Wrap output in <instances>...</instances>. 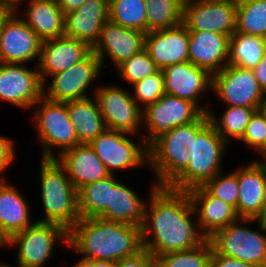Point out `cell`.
<instances>
[{
	"mask_svg": "<svg viewBox=\"0 0 266 267\" xmlns=\"http://www.w3.org/2000/svg\"><path fill=\"white\" fill-rule=\"evenodd\" d=\"M150 190L149 209L146 207L141 227L144 249L159 257L198 247L207 240L191 218L196 213L187 191H176L155 182Z\"/></svg>",
	"mask_w": 266,
	"mask_h": 267,
	"instance_id": "1",
	"label": "cell"
},
{
	"mask_svg": "<svg viewBox=\"0 0 266 267\" xmlns=\"http://www.w3.org/2000/svg\"><path fill=\"white\" fill-rule=\"evenodd\" d=\"M88 260L117 262L143 249L141 227L101 217H80L68 231V246Z\"/></svg>",
	"mask_w": 266,
	"mask_h": 267,
	"instance_id": "2",
	"label": "cell"
},
{
	"mask_svg": "<svg viewBox=\"0 0 266 267\" xmlns=\"http://www.w3.org/2000/svg\"><path fill=\"white\" fill-rule=\"evenodd\" d=\"M209 122L208 113H202L194 122L171 129L148 149L156 184L168 186L188 166L190 151L186 146Z\"/></svg>",
	"mask_w": 266,
	"mask_h": 267,
	"instance_id": "3",
	"label": "cell"
},
{
	"mask_svg": "<svg viewBox=\"0 0 266 267\" xmlns=\"http://www.w3.org/2000/svg\"><path fill=\"white\" fill-rule=\"evenodd\" d=\"M40 166V193L45 218L36 221L60 225L68 232L80 218L78 190L56 159H42Z\"/></svg>",
	"mask_w": 266,
	"mask_h": 267,
	"instance_id": "4",
	"label": "cell"
},
{
	"mask_svg": "<svg viewBox=\"0 0 266 267\" xmlns=\"http://www.w3.org/2000/svg\"><path fill=\"white\" fill-rule=\"evenodd\" d=\"M228 143L209 122L186 148L190 151L188 166L167 186L176 191H188L203 186L222 170V156Z\"/></svg>",
	"mask_w": 266,
	"mask_h": 267,
	"instance_id": "5",
	"label": "cell"
},
{
	"mask_svg": "<svg viewBox=\"0 0 266 267\" xmlns=\"http://www.w3.org/2000/svg\"><path fill=\"white\" fill-rule=\"evenodd\" d=\"M35 105L37 108L32 120L36 123L37 136L43 145L41 159H55V154L58 156V153L52 151V147L60 148L61 154L80 144L68 114L67 102H54L42 96Z\"/></svg>",
	"mask_w": 266,
	"mask_h": 267,
	"instance_id": "6",
	"label": "cell"
},
{
	"mask_svg": "<svg viewBox=\"0 0 266 267\" xmlns=\"http://www.w3.org/2000/svg\"><path fill=\"white\" fill-rule=\"evenodd\" d=\"M253 222L252 218H239L227 227L218 230L209 240L213 248L227 257L266 267V234L252 230L241 223Z\"/></svg>",
	"mask_w": 266,
	"mask_h": 267,
	"instance_id": "7",
	"label": "cell"
},
{
	"mask_svg": "<svg viewBox=\"0 0 266 267\" xmlns=\"http://www.w3.org/2000/svg\"><path fill=\"white\" fill-rule=\"evenodd\" d=\"M203 112L191 101L164 94L158 101L142 109L143 125L147 126L144 143L149 149L171 129L194 122ZM145 122V123H144Z\"/></svg>",
	"mask_w": 266,
	"mask_h": 267,
	"instance_id": "8",
	"label": "cell"
},
{
	"mask_svg": "<svg viewBox=\"0 0 266 267\" xmlns=\"http://www.w3.org/2000/svg\"><path fill=\"white\" fill-rule=\"evenodd\" d=\"M58 239L68 246V232L63 227L36 221L32 226L11 236L8 246H18L17 266L44 267Z\"/></svg>",
	"mask_w": 266,
	"mask_h": 267,
	"instance_id": "9",
	"label": "cell"
},
{
	"mask_svg": "<svg viewBox=\"0 0 266 267\" xmlns=\"http://www.w3.org/2000/svg\"><path fill=\"white\" fill-rule=\"evenodd\" d=\"M212 91L221 102L232 107L262 109L266 95L260 89L252 69L226 65L212 75Z\"/></svg>",
	"mask_w": 266,
	"mask_h": 267,
	"instance_id": "10",
	"label": "cell"
},
{
	"mask_svg": "<svg viewBox=\"0 0 266 267\" xmlns=\"http://www.w3.org/2000/svg\"><path fill=\"white\" fill-rule=\"evenodd\" d=\"M237 0H184L182 24L188 31L231 37L236 32Z\"/></svg>",
	"mask_w": 266,
	"mask_h": 267,
	"instance_id": "11",
	"label": "cell"
},
{
	"mask_svg": "<svg viewBox=\"0 0 266 267\" xmlns=\"http://www.w3.org/2000/svg\"><path fill=\"white\" fill-rule=\"evenodd\" d=\"M129 133L106 129L93 139L89 145L104 163L108 172L149 164V151L142 139L135 144L128 138ZM127 136V137H126Z\"/></svg>",
	"mask_w": 266,
	"mask_h": 267,
	"instance_id": "12",
	"label": "cell"
},
{
	"mask_svg": "<svg viewBox=\"0 0 266 267\" xmlns=\"http://www.w3.org/2000/svg\"><path fill=\"white\" fill-rule=\"evenodd\" d=\"M94 95L107 129L129 134L140 130L138 127L143 124L142 108L129 91L120 86H98Z\"/></svg>",
	"mask_w": 266,
	"mask_h": 267,
	"instance_id": "13",
	"label": "cell"
},
{
	"mask_svg": "<svg viewBox=\"0 0 266 267\" xmlns=\"http://www.w3.org/2000/svg\"><path fill=\"white\" fill-rule=\"evenodd\" d=\"M101 67L100 60L91 52L69 69L50 76L53 78L52 82L47 89L43 86V96L48 100L63 103L89 98L86 89L89 85L92 86Z\"/></svg>",
	"mask_w": 266,
	"mask_h": 267,
	"instance_id": "14",
	"label": "cell"
},
{
	"mask_svg": "<svg viewBox=\"0 0 266 267\" xmlns=\"http://www.w3.org/2000/svg\"><path fill=\"white\" fill-rule=\"evenodd\" d=\"M37 70L23 64L0 62V101L16 108H33L43 96V83Z\"/></svg>",
	"mask_w": 266,
	"mask_h": 267,
	"instance_id": "15",
	"label": "cell"
},
{
	"mask_svg": "<svg viewBox=\"0 0 266 267\" xmlns=\"http://www.w3.org/2000/svg\"><path fill=\"white\" fill-rule=\"evenodd\" d=\"M12 11L0 28V62L25 64L40 57L42 41Z\"/></svg>",
	"mask_w": 266,
	"mask_h": 267,
	"instance_id": "16",
	"label": "cell"
},
{
	"mask_svg": "<svg viewBox=\"0 0 266 267\" xmlns=\"http://www.w3.org/2000/svg\"><path fill=\"white\" fill-rule=\"evenodd\" d=\"M145 36L146 33L125 28L108 19L102 25L92 52L98 57L102 66L105 57L108 56L114 67H117L145 48Z\"/></svg>",
	"mask_w": 266,
	"mask_h": 267,
	"instance_id": "17",
	"label": "cell"
},
{
	"mask_svg": "<svg viewBox=\"0 0 266 267\" xmlns=\"http://www.w3.org/2000/svg\"><path fill=\"white\" fill-rule=\"evenodd\" d=\"M164 92L194 103L203 113H208L209 106L199 105L201 93L212 89V75L191 62H181L165 67Z\"/></svg>",
	"mask_w": 266,
	"mask_h": 267,
	"instance_id": "18",
	"label": "cell"
},
{
	"mask_svg": "<svg viewBox=\"0 0 266 267\" xmlns=\"http://www.w3.org/2000/svg\"><path fill=\"white\" fill-rule=\"evenodd\" d=\"M91 52L87 43L66 35L43 41L39 61L35 63L43 86H46V77L69 69Z\"/></svg>",
	"mask_w": 266,
	"mask_h": 267,
	"instance_id": "19",
	"label": "cell"
},
{
	"mask_svg": "<svg viewBox=\"0 0 266 267\" xmlns=\"http://www.w3.org/2000/svg\"><path fill=\"white\" fill-rule=\"evenodd\" d=\"M144 49L159 70L176 63L188 62V30L180 24L169 29L147 32Z\"/></svg>",
	"mask_w": 266,
	"mask_h": 267,
	"instance_id": "20",
	"label": "cell"
},
{
	"mask_svg": "<svg viewBox=\"0 0 266 267\" xmlns=\"http://www.w3.org/2000/svg\"><path fill=\"white\" fill-rule=\"evenodd\" d=\"M55 159L65 169L77 190L111 175L88 143H80L69 148Z\"/></svg>",
	"mask_w": 266,
	"mask_h": 267,
	"instance_id": "21",
	"label": "cell"
},
{
	"mask_svg": "<svg viewBox=\"0 0 266 267\" xmlns=\"http://www.w3.org/2000/svg\"><path fill=\"white\" fill-rule=\"evenodd\" d=\"M187 192L196 216L198 215V227L207 239L240 218L233 206L212 196L203 186L194 187Z\"/></svg>",
	"mask_w": 266,
	"mask_h": 267,
	"instance_id": "22",
	"label": "cell"
},
{
	"mask_svg": "<svg viewBox=\"0 0 266 267\" xmlns=\"http://www.w3.org/2000/svg\"><path fill=\"white\" fill-rule=\"evenodd\" d=\"M189 62L211 75L228 65L230 37L209 31H188Z\"/></svg>",
	"mask_w": 266,
	"mask_h": 267,
	"instance_id": "23",
	"label": "cell"
},
{
	"mask_svg": "<svg viewBox=\"0 0 266 267\" xmlns=\"http://www.w3.org/2000/svg\"><path fill=\"white\" fill-rule=\"evenodd\" d=\"M109 0H87L77 10L65 14V35L87 43L97 42L102 25L109 19Z\"/></svg>",
	"mask_w": 266,
	"mask_h": 267,
	"instance_id": "24",
	"label": "cell"
},
{
	"mask_svg": "<svg viewBox=\"0 0 266 267\" xmlns=\"http://www.w3.org/2000/svg\"><path fill=\"white\" fill-rule=\"evenodd\" d=\"M237 176V215L253 218L266 203V162L254 160L237 170Z\"/></svg>",
	"mask_w": 266,
	"mask_h": 267,
	"instance_id": "25",
	"label": "cell"
},
{
	"mask_svg": "<svg viewBox=\"0 0 266 267\" xmlns=\"http://www.w3.org/2000/svg\"><path fill=\"white\" fill-rule=\"evenodd\" d=\"M147 205L131 188L118 182L113 174L111 175L110 206L100 217L142 227Z\"/></svg>",
	"mask_w": 266,
	"mask_h": 267,
	"instance_id": "26",
	"label": "cell"
},
{
	"mask_svg": "<svg viewBox=\"0 0 266 267\" xmlns=\"http://www.w3.org/2000/svg\"><path fill=\"white\" fill-rule=\"evenodd\" d=\"M21 18L43 42L65 35V14L57 0H31Z\"/></svg>",
	"mask_w": 266,
	"mask_h": 267,
	"instance_id": "27",
	"label": "cell"
},
{
	"mask_svg": "<svg viewBox=\"0 0 266 267\" xmlns=\"http://www.w3.org/2000/svg\"><path fill=\"white\" fill-rule=\"evenodd\" d=\"M29 204L18 189L0 179V229L9 239L32 226Z\"/></svg>",
	"mask_w": 266,
	"mask_h": 267,
	"instance_id": "28",
	"label": "cell"
},
{
	"mask_svg": "<svg viewBox=\"0 0 266 267\" xmlns=\"http://www.w3.org/2000/svg\"><path fill=\"white\" fill-rule=\"evenodd\" d=\"M67 110L79 143H90L107 128L94 97L67 102Z\"/></svg>",
	"mask_w": 266,
	"mask_h": 267,
	"instance_id": "29",
	"label": "cell"
},
{
	"mask_svg": "<svg viewBox=\"0 0 266 267\" xmlns=\"http://www.w3.org/2000/svg\"><path fill=\"white\" fill-rule=\"evenodd\" d=\"M265 55L263 37L235 32L229 39L230 65L253 69Z\"/></svg>",
	"mask_w": 266,
	"mask_h": 267,
	"instance_id": "30",
	"label": "cell"
},
{
	"mask_svg": "<svg viewBox=\"0 0 266 267\" xmlns=\"http://www.w3.org/2000/svg\"><path fill=\"white\" fill-rule=\"evenodd\" d=\"M111 175L84 185L78 190L79 216L100 217L110 206Z\"/></svg>",
	"mask_w": 266,
	"mask_h": 267,
	"instance_id": "31",
	"label": "cell"
},
{
	"mask_svg": "<svg viewBox=\"0 0 266 267\" xmlns=\"http://www.w3.org/2000/svg\"><path fill=\"white\" fill-rule=\"evenodd\" d=\"M147 12V32L182 24L184 0H144Z\"/></svg>",
	"mask_w": 266,
	"mask_h": 267,
	"instance_id": "32",
	"label": "cell"
},
{
	"mask_svg": "<svg viewBox=\"0 0 266 267\" xmlns=\"http://www.w3.org/2000/svg\"><path fill=\"white\" fill-rule=\"evenodd\" d=\"M144 0H109V20L125 28L147 33V12Z\"/></svg>",
	"mask_w": 266,
	"mask_h": 267,
	"instance_id": "33",
	"label": "cell"
},
{
	"mask_svg": "<svg viewBox=\"0 0 266 267\" xmlns=\"http://www.w3.org/2000/svg\"><path fill=\"white\" fill-rule=\"evenodd\" d=\"M236 32L266 36V0H237Z\"/></svg>",
	"mask_w": 266,
	"mask_h": 267,
	"instance_id": "34",
	"label": "cell"
},
{
	"mask_svg": "<svg viewBox=\"0 0 266 267\" xmlns=\"http://www.w3.org/2000/svg\"><path fill=\"white\" fill-rule=\"evenodd\" d=\"M254 111V108L228 106L221 118H216L211 109L208 111V115L217 133L228 143L231 138L236 141L242 138ZM229 136L231 138H228Z\"/></svg>",
	"mask_w": 266,
	"mask_h": 267,
	"instance_id": "35",
	"label": "cell"
},
{
	"mask_svg": "<svg viewBox=\"0 0 266 267\" xmlns=\"http://www.w3.org/2000/svg\"><path fill=\"white\" fill-rule=\"evenodd\" d=\"M212 250V243L207 239L198 247L165 253L157 258L160 267H210Z\"/></svg>",
	"mask_w": 266,
	"mask_h": 267,
	"instance_id": "36",
	"label": "cell"
},
{
	"mask_svg": "<svg viewBox=\"0 0 266 267\" xmlns=\"http://www.w3.org/2000/svg\"><path fill=\"white\" fill-rule=\"evenodd\" d=\"M116 70L120 72V76L127 81V83L133 85L134 83L153 75L159 69L151 60L147 51L143 49L141 52L117 66Z\"/></svg>",
	"mask_w": 266,
	"mask_h": 267,
	"instance_id": "37",
	"label": "cell"
},
{
	"mask_svg": "<svg viewBox=\"0 0 266 267\" xmlns=\"http://www.w3.org/2000/svg\"><path fill=\"white\" fill-rule=\"evenodd\" d=\"M203 187L214 197L223 200L233 206L237 213V201L239 197V184L237 169L229 174L222 175V171L208 180Z\"/></svg>",
	"mask_w": 266,
	"mask_h": 267,
	"instance_id": "38",
	"label": "cell"
},
{
	"mask_svg": "<svg viewBox=\"0 0 266 267\" xmlns=\"http://www.w3.org/2000/svg\"><path fill=\"white\" fill-rule=\"evenodd\" d=\"M133 85L135 87V94L131 93L132 98L142 109L150 104L155 103L165 94L164 76L162 70H158L153 75L148 76L143 80L134 83ZM138 101H141L142 103H138ZM141 104H143V107Z\"/></svg>",
	"mask_w": 266,
	"mask_h": 267,
	"instance_id": "39",
	"label": "cell"
},
{
	"mask_svg": "<svg viewBox=\"0 0 266 267\" xmlns=\"http://www.w3.org/2000/svg\"><path fill=\"white\" fill-rule=\"evenodd\" d=\"M240 141L262 154L263 161L266 162V112L263 108L255 110L251 115Z\"/></svg>",
	"mask_w": 266,
	"mask_h": 267,
	"instance_id": "40",
	"label": "cell"
},
{
	"mask_svg": "<svg viewBox=\"0 0 266 267\" xmlns=\"http://www.w3.org/2000/svg\"><path fill=\"white\" fill-rule=\"evenodd\" d=\"M117 267H160V265L158 258L143 248L137 254L117 261Z\"/></svg>",
	"mask_w": 266,
	"mask_h": 267,
	"instance_id": "41",
	"label": "cell"
},
{
	"mask_svg": "<svg viewBox=\"0 0 266 267\" xmlns=\"http://www.w3.org/2000/svg\"><path fill=\"white\" fill-rule=\"evenodd\" d=\"M13 143V140L8 137L0 136V175L2 172L4 173V170H6L16 158ZM0 179H4V177L0 176Z\"/></svg>",
	"mask_w": 266,
	"mask_h": 267,
	"instance_id": "42",
	"label": "cell"
},
{
	"mask_svg": "<svg viewBox=\"0 0 266 267\" xmlns=\"http://www.w3.org/2000/svg\"><path fill=\"white\" fill-rule=\"evenodd\" d=\"M210 267H256L253 264L219 254L214 248L210 259Z\"/></svg>",
	"mask_w": 266,
	"mask_h": 267,
	"instance_id": "43",
	"label": "cell"
},
{
	"mask_svg": "<svg viewBox=\"0 0 266 267\" xmlns=\"http://www.w3.org/2000/svg\"><path fill=\"white\" fill-rule=\"evenodd\" d=\"M253 74L258 82L260 89L266 95V55L262 60L252 69Z\"/></svg>",
	"mask_w": 266,
	"mask_h": 267,
	"instance_id": "44",
	"label": "cell"
},
{
	"mask_svg": "<svg viewBox=\"0 0 266 267\" xmlns=\"http://www.w3.org/2000/svg\"><path fill=\"white\" fill-rule=\"evenodd\" d=\"M60 9L64 14L68 12L77 10L81 7L87 0H57Z\"/></svg>",
	"mask_w": 266,
	"mask_h": 267,
	"instance_id": "45",
	"label": "cell"
},
{
	"mask_svg": "<svg viewBox=\"0 0 266 267\" xmlns=\"http://www.w3.org/2000/svg\"><path fill=\"white\" fill-rule=\"evenodd\" d=\"M252 219L253 222H257L260 229L264 230L266 233V203Z\"/></svg>",
	"mask_w": 266,
	"mask_h": 267,
	"instance_id": "46",
	"label": "cell"
},
{
	"mask_svg": "<svg viewBox=\"0 0 266 267\" xmlns=\"http://www.w3.org/2000/svg\"><path fill=\"white\" fill-rule=\"evenodd\" d=\"M22 1L25 0H0L2 4H5L11 11H15V13H18L19 4H21Z\"/></svg>",
	"mask_w": 266,
	"mask_h": 267,
	"instance_id": "47",
	"label": "cell"
},
{
	"mask_svg": "<svg viewBox=\"0 0 266 267\" xmlns=\"http://www.w3.org/2000/svg\"><path fill=\"white\" fill-rule=\"evenodd\" d=\"M12 11L5 5L0 2V28L3 21L8 17Z\"/></svg>",
	"mask_w": 266,
	"mask_h": 267,
	"instance_id": "48",
	"label": "cell"
},
{
	"mask_svg": "<svg viewBox=\"0 0 266 267\" xmlns=\"http://www.w3.org/2000/svg\"><path fill=\"white\" fill-rule=\"evenodd\" d=\"M93 267H117V262L93 260Z\"/></svg>",
	"mask_w": 266,
	"mask_h": 267,
	"instance_id": "49",
	"label": "cell"
},
{
	"mask_svg": "<svg viewBox=\"0 0 266 267\" xmlns=\"http://www.w3.org/2000/svg\"><path fill=\"white\" fill-rule=\"evenodd\" d=\"M73 267H93V260L81 258Z\"/></svg>",
	"mask_w": 266,
	"mask_h": 267,
	"instance_id": "50",
	"label": "cell"
},
{
	"mask_svg": "<svg viewBox=\"0 0 266 267\" xmlns=\"http://www.w3.org/2000/svg\"><path fill=\"white\" fill-rule=\"evenodd\" d=\"M8 241H9V239L0 229V247H4L6 245L8 246Z\"/></svg>",
	"mask_w": 266,
	"mask_h": 267,
	"instance_id": "51",
	"label": "cell"
},
{
	"mask_svg": "<svg viewBox=\"0 0 266 267\" xmlns=\"http://www.w3.org/2000/svg\"><path fill=\"white\" fill-rule=\"evenodd\" d=\"M0 267H16V266H10V265H8V264H6V263H0ZM17 267H19V266H17Z\"/></svg>",
	"mask_w": 266,
	"mask_h": 267,
	"instance_id": "52",
	"label": "cell"
},
{
	"mask_svg": "<svg viewBox=\"0 0 266 267\" xmlns=\"http://www.w3.org/2000/svg\"><path fill=\"white\" fill-rule=\"evenodd\" d=\"M264 109V111L266 112V99H265V102H264V105L262 107Z\"/></svg>",
	"mask_w": 266,
	"mask_h": 267,
	"instance_id": "53",
	"label": "cell"
},
{
	"mask_svg": "<svg viewBox=\"0 0 266 267\" xmlns=\"http://www.w3.org/2000/svg\"><path fill=\"white\" fill-rule=\"evenodd\" d=\"M265 53H266V36L264 37Z\"/></svg>",
	"mask_w": 266,
	"mask_h": 267,
	"instance_id": "54",
	"label": "cell"
}]
</instances>
